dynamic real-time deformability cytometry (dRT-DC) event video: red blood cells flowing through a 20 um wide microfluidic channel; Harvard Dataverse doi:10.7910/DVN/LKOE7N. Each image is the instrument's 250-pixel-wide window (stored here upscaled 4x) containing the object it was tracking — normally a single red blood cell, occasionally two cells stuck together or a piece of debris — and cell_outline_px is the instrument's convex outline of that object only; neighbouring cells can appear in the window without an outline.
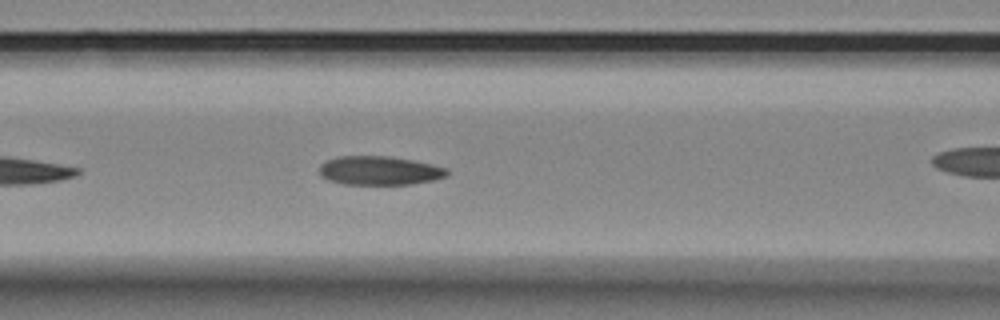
{"species": "Egyptian fruit bat (a non-hibernating species)", "species_latin": "Rousettus aegyptiacus", "temperature_condition": "room temperature", "stored_images_in_passage": 28, "camera_frame_rate_fps": 3000, "um_per_image_px": 0.085, "animal": {"sex": "female"}, "frame": {"image": 1, "passage_image": 9, "time_ms": 2.667, "image_size_px": [1000, 320], "cell_outline_px": [[448, 172], [444, 176], [432, 180], [412, 184], [344, 184], [328, 180], [320, 176], [320, 164], [336, 156], [388, 156], [412, 160], [432, 164], [444, 168]], "centroid_in_image_um": [32.19, 14.49], "position_along_channel_um": 134.4, "area_um2": 21.27}}